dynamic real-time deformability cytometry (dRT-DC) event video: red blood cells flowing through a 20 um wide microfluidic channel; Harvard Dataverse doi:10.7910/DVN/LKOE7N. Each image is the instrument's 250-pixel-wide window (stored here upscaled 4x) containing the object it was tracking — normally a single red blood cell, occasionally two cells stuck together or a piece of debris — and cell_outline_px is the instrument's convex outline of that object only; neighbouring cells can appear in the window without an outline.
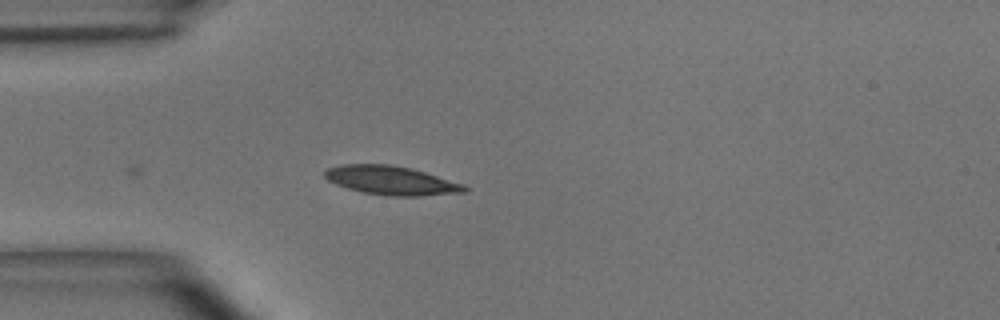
{"species": "common noctule bat (a hibernating species)", "species_latin": "Nyctalus noctula", "temperature_condition": "room temperature", "stored_images_in_passage": 5, "camera_frame_rate_fps": 3000, "um_per_image_px": 0.085, "animal": {"sex": "male", "body_mass_g": 15.6}, "frame": {"image": 1, "passage_image": 1, "time_ms": 0.0, "image_size_px": [1000, 320], "cell_outline_px": [[468, 192], [420, 196], [384, 196], [364, 192], [348, 188], [336, 184], [328, 180], [324, 176], [324, 172], [328, 168], [340, 164], [392, 164], [412, 168], [464, 184], [468, 188]], "centroid_in_image_um": [33.28, 15.33], "position_along_channel_um": 51.7, "area_um2": 23.64}}